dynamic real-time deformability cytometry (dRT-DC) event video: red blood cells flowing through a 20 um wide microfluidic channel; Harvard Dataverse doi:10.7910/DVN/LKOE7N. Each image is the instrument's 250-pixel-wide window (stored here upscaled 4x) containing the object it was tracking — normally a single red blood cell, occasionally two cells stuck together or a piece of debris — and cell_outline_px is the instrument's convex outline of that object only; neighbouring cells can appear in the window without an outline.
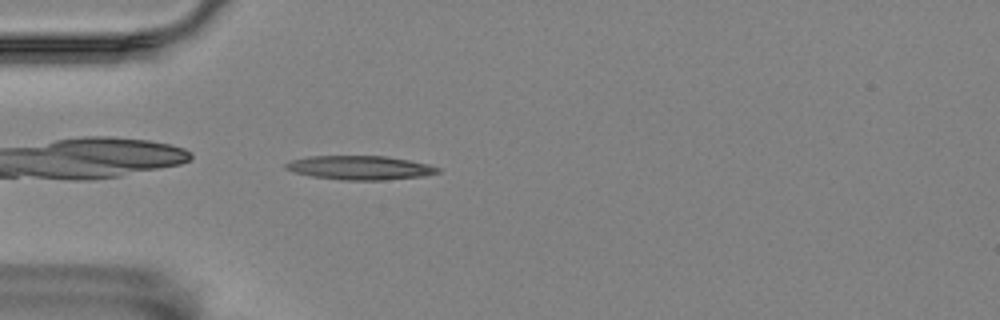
{"species": "Egyptian fruit bat (a non-hibernating species)", "species_latin": "Rousettus aegyptiacus", "temperature_condition": "room temperature", "stored_images_in_passage": 4, "camera_frame_rate_fps": 3000, "um_per_image_px": 0.085, "animal": {"sex": "female"}, "frame": {"image": 1, "passage_image": 4, "time_ms": 1.0, "image_size_px": [1000, 320], "cell_outline_px": [[440, 172], [424, 176], [380, 180], [340, 180], [312, 176], [296, 172], [284, 168], [284, 164], [292, 160], [308, 156], [384, 156], [408, 160], [428, 164], [440, 168]], "centroid_in_image_um": [30.59, 14.25], "position_along_channel_um": 54.4, "area_um2": 21.1}}